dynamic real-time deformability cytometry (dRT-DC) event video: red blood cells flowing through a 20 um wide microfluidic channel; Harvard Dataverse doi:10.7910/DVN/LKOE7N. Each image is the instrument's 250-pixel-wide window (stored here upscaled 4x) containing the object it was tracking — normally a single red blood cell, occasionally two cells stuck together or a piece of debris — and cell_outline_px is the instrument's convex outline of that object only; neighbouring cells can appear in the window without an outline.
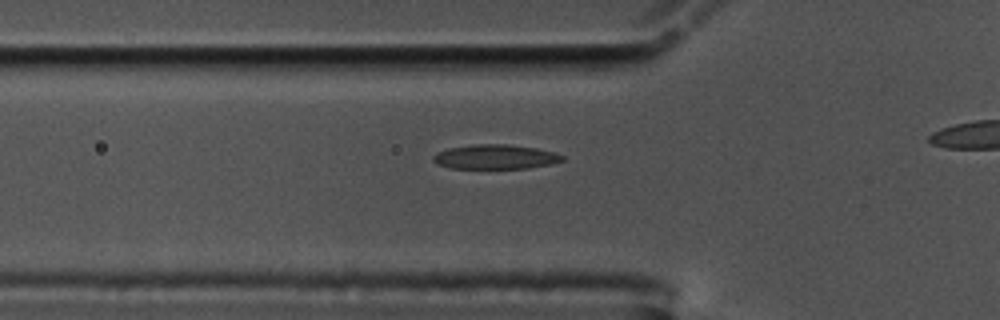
{"species": "common noctule bat (a hibernating species)", "species_latin": "Nyctalus noctula", "temperature_condition": "cold", "stored_images_in_passage": 32, "camera_frame_rate_fps": 3000, "um_per_image_px": 0.085, "animal": {"sex": "male", "body_mass_g": 17.5, "forearm_length_mm": 52.3}, "frame": {"image": 1, "passage_image": 5, "time_ms": 1.333, "image_size_px": [1000, 320], "cell_outline_px": [[564, 160], [552, 164], [528, 168], [452, 168], [436, 164], [432, 160], [432, 156], [436, 152], [448, 148], [472, 144], [508, 144], [536, 148], [556, 152], [564, 156]], "centroid_in_image_um": [42.1, 13.32], "position_along_channel_um": 83.7, "area_um2": 18.61}}
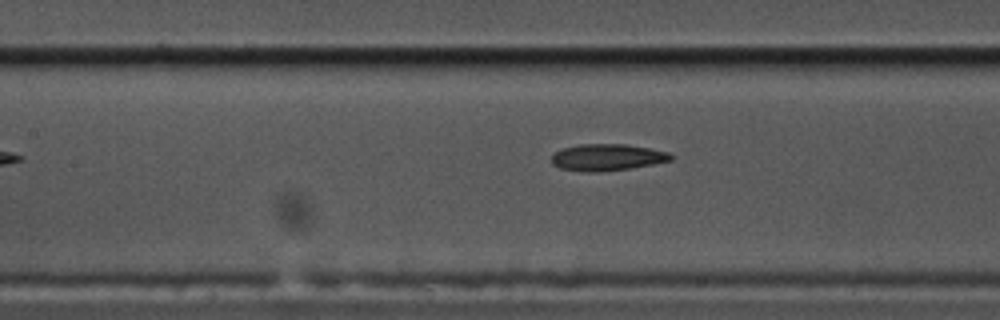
{"frame": {"image": 2, "passage_image": 11, "time_ms": 3.333, "image_size_px": [1000, 320], "cell_outline_px": [[676, 156], [672, 160], [632, 168], [596, 172], [584, 172], [560, 168], [552, 164], [552, 156], [556, 152], [564, 148], [580, 144], [628, 144], [668, 152]], "centroid_in_image_um": [51.64, 13.37], "position_along_channel_um": 155.8, "area_um2": 18.55}}
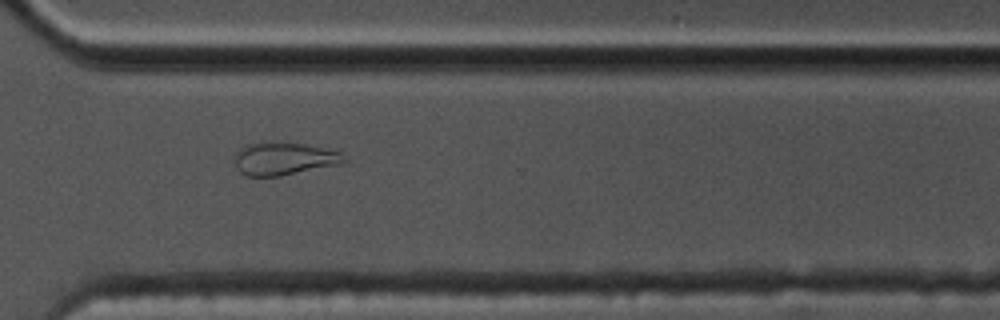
{"frame": {"image": 3, "passage_image": 27, "time_ms": 8.667, "image_size_px": [1000, 320], "cell_outline_px": [[348, 160], [344, 164], [280, 176], [248, 176], [240, 172], [236, 164], [236, 156], [244, 144], [304, 144], [340, 152]], "centroid_in_image_um": [24.22, 13.53], "position_along_channel_um": 346.4, "area_um2": 20.29}}